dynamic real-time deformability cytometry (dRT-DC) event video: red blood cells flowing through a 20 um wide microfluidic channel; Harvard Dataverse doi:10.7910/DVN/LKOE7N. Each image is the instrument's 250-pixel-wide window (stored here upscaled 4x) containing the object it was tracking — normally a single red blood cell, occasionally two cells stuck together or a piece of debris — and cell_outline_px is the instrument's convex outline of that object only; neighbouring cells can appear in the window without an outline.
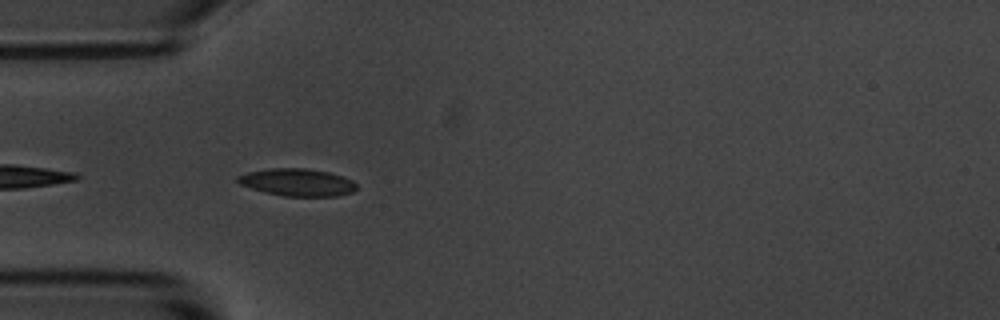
{"species": "common noctule bat (a hibernating species)", "species_latin": "Nyctalus noctula", "temperature_condition": "room temperature", "stored_images_in_passage": 7, "camera_frame_rate_fps": 3000, "um_per_image_px": 0.085, "animal": {"sex": "male", "body_mass_g": 20.1, "forearm_length_mm": 53.5}, "frame": {"image": 1, "passage_image": 5, "time_ms": 1.333, "image_size_px": [1000, 320], "cell_outline_px": [[356, 188], [352, 192], [336, 196], [284, 196], [264, 192], [240, 184], [236, 180], [236, 176], [248, 172], [272, 168], [304, 168], [328, 172], [344, 176], [352, 180], [356, 184]], "centroid_in_image_um": [25.27, 15.49], "position_along_channel_um": 59.7, "area_um2": 18.9}}
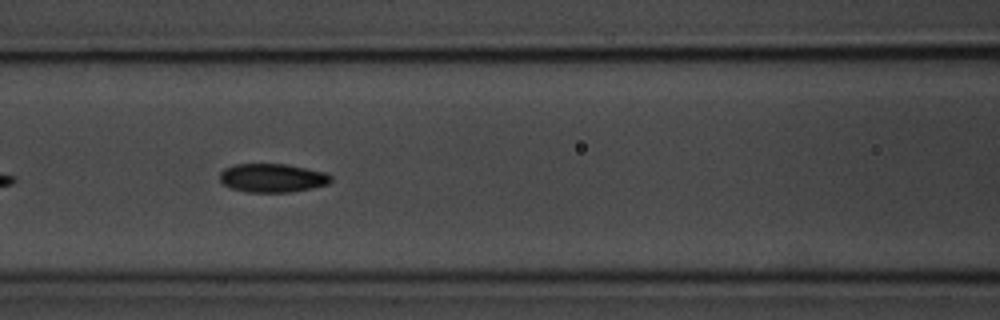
{"frame": {"image": 2, "passage_image": 7, "time_ms": 2.0, "image_size_px": [1000, 320], "cell_outline_px": [[332, 180], [328, 184], [312, 188], [288, 192], [248, 192], [232, 188], [224, 184], [220, 180], [220, 172], [224, 168], [232, 164], [284, 164], [324, 172], [332, 176]], "centroid_in_image_um": [23.14, 15.12], "position_along_channel_um": 143.5, "area_um2": 18.44}}